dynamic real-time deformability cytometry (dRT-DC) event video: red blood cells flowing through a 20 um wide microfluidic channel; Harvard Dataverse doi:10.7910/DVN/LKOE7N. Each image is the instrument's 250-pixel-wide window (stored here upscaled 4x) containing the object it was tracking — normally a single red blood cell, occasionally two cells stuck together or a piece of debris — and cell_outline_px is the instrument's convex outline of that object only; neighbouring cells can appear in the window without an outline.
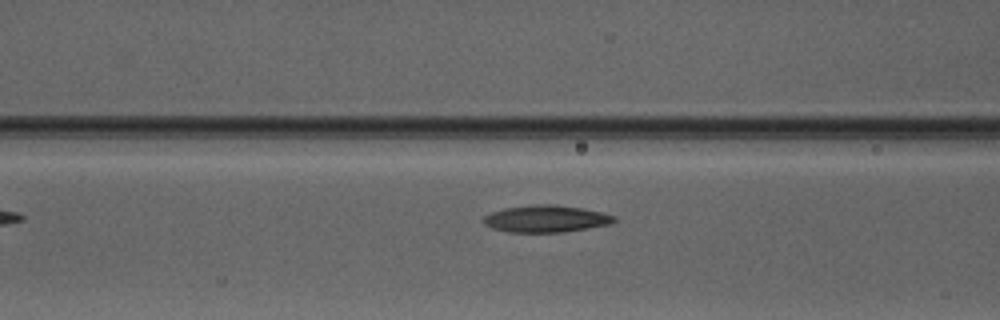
{"species": "Egyptian fruit bat (a non-hibernating species)", "species_latin": "Rousettus aegyptiacus", "temperature_condition": "warm", "stored_images_in_passage": 6, "camera_frame_rate_fps": 3000, "um_per_image_px": 0.085, "animal": {"sex": "male"}, "frame": {"image": 1, "passage_image": 6, "time_ms": 6.0, "image_size_px": [1000, 320], "cell_outline_px": [[616, 220], [608, 224], [564, 232], [508, 232], [492, 228], [484, 224], [484, 216], [492, 212], [504, 208], [532, 204], [552, 204], [580, 208], [604, 212], [616, 216]], "centroid_in_image_um": [46.4, 18.59], "position_along_channel_um": 120.2, "area_um2": 20.46}}